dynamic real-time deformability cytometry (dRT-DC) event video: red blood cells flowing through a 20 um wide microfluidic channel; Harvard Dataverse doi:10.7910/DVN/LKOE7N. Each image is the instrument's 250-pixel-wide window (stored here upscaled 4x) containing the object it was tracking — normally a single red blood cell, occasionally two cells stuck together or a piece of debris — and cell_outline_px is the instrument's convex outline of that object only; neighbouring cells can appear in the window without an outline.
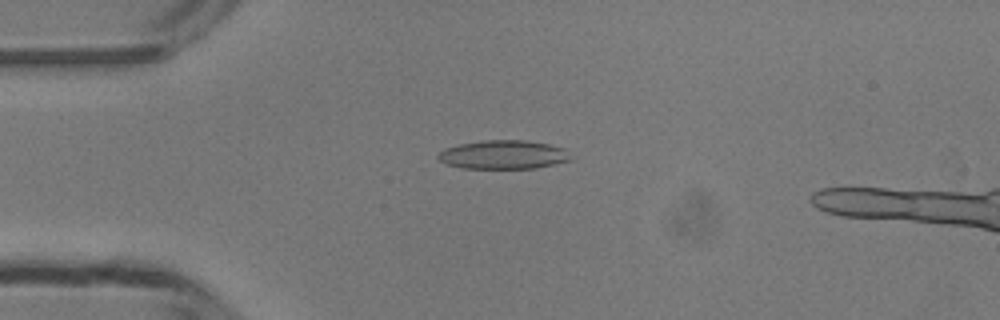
{"species": "common noctule bat (a hibernating species)", "species_latin": "Nyctalus noctula", "temperature_condition": "room temperature", "stored_images_in_passage": 40, "camera_frame_rate_fps": 3000, "um_per_image_px": 0.085, "animal": {"sex": "male", "body_mass_g": 13.3}, "frame": {"image": 1, "passage_image": 6, "time_ms": 1.667, "image_size_px": [1000, 320], "cell_outline_px": [[568, 160], [536, 168], [464, 168], [448, 164], [440, 160], [436, 156], [440, 152], [448, 148], [460, 144], [488, 140], [524, 140], [548, 144], [564, 148]], "centroid_in_image_um": [42.75, 13.14], "position_along_channel_um": 42.3, "area_um2": 21.56}}
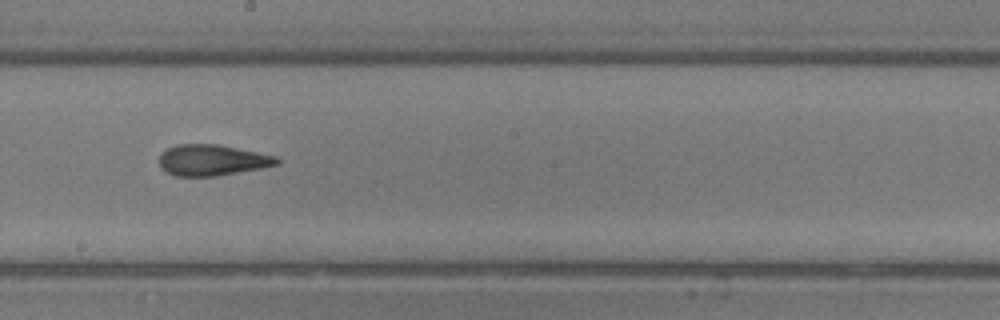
{"frame": {"image": 2, "passage_image": 21, "time_ms": 6.667, "image_size_px": [1000, 320], "cell_outline_px": [[280, 164], [260, 168], [216, 176], [176, 176], [160, 168], [160, 156], [168, 148], [176, 144], [216, 144], [276, 156], [280, 160]], "centroid_in_image_um": [18.03, 13.61], "position_along_channel_um": 230.2, "area_um2": 20.98}}
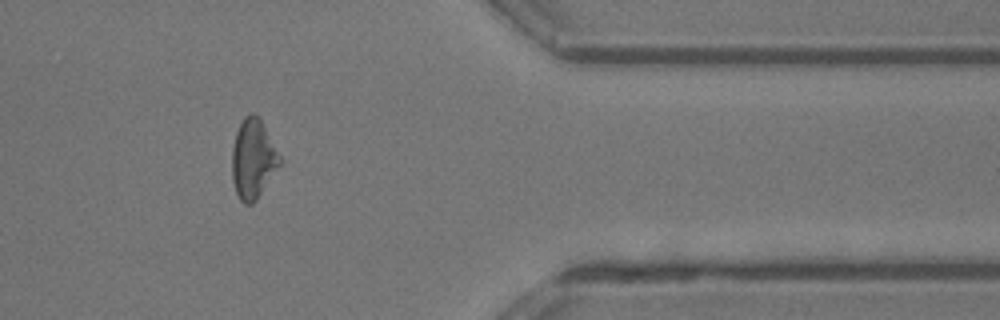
{"frame": {"image": 3, "passage_image": 34, "time_ms": 11.0, "image_size_px": [1000, 320], "cell_outline_px": [[284, 160], [256, 200], [252, 204], [244, 204], [240, 200], [236, 192], [232, 180], [232, 148], [236, 132], [244, 116], [252, 112], [260, 120]], "centroid_in_image_um": [21.52, 13.53], "position_along_channel_um": 389.9, "area_um2": 22.14}}